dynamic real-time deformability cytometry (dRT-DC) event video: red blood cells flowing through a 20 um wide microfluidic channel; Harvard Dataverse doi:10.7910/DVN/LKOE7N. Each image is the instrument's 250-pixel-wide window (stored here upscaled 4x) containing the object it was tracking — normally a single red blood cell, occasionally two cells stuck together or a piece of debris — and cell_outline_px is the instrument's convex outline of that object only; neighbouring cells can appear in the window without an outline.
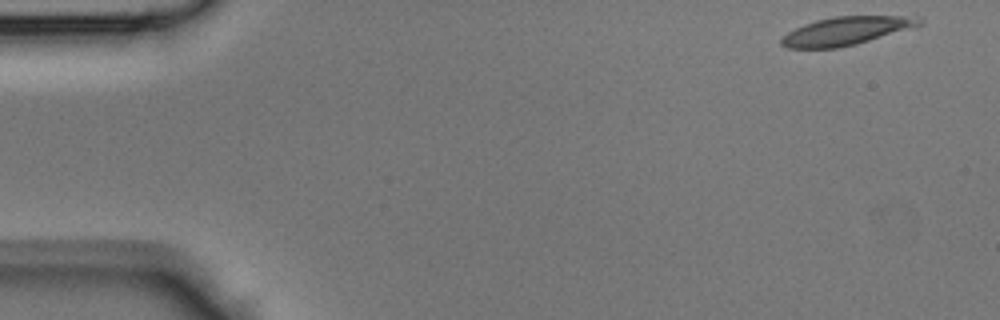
{"species": "Egyptian fruit bat (a non-hibernating species)", "species_latin": "Rousettus aegyptiacus", "temperature_condition": "room temperature", "stored_images_in_passage": 14, "camera_frame_rate_fps": 3000, "um_per_image_px": 0.085, "animal": {"sex": "male"}, "frame": {"image": 1, "passage_image": 1, "time_ms": 0.0, "image_size_px": [1000, 320], "cell_outline_px": [[924, 24], [916, 28], [856, 44], [836, 48], [788, 48], [780, 44], [780, 40], [788, 32], [804, 24], [816, 20], [836, 16], [904, 16], [920, 20]], "centroid_in_image_um": [71.94, 2.63], "position_along_channel_um": 13.1, "area_um2": 22.66}}
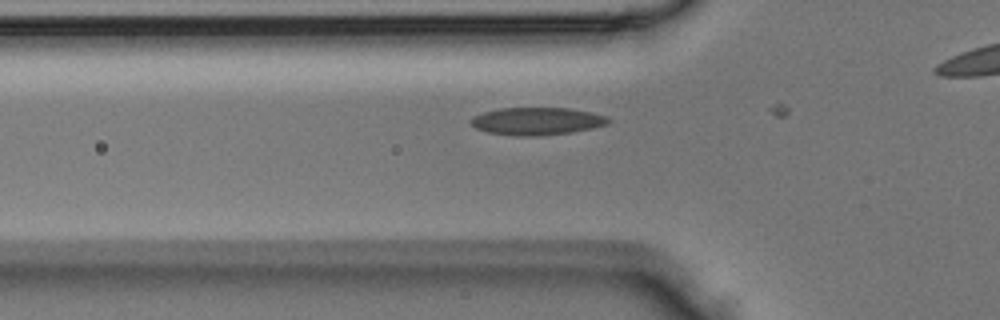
{"frame": {"image": 2, "passage_image": 13, "time_ms": 4.0, "image_size_px": [1000, 320], "cell_outline_px": [[612, 120], [608, 124], [592, 128], [572, 132], [540, 136], [516, 136], [488, 132], [476, 128], [472, 124], [472, 116], [484, 112], [500, 108], [568, 108], [608, 116]], "centroid_in_image_um": [45.66, 10.3], "position_along_channel_um": 80.1, "area_um2": 22.02}}